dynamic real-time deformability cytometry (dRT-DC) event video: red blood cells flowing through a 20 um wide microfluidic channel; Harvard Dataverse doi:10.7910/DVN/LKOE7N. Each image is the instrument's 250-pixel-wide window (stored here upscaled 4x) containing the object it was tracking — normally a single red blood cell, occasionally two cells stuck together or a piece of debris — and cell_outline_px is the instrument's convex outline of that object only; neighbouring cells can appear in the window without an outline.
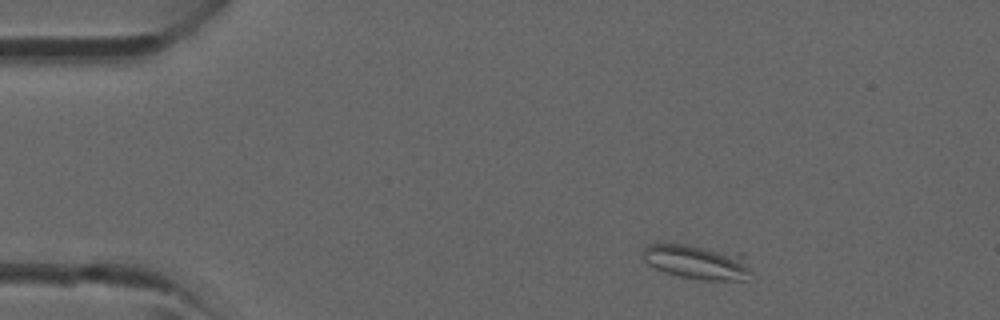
{"species": "common noctule bat (a hibernating species)", "species_latin": "Nyctalus noctula", "temperature_condition": "room temperature", "stored_images_in_passage": 3, "camera_frame_rate_fps": 3000, "um_per_image_px": 0.085, "animal": {"sex": "male", "forearm_length_mm": 52.5}, "frame": {"image": 1, "passage_image": 1, "time_ms": 0.0, "image_size_px": [1000, 320], "cell_outline_px": [[752, 272], [744, 280], [704, 280], [680, 276], [664, 272], [648, 264], [644, 260], [644, 248], [648, 244], [684, 244], [744, 252]], "centroid_in_image_um": [59.34, 22.25], "position_along_channel_um": 25.7, "area_um2": 22.08}}
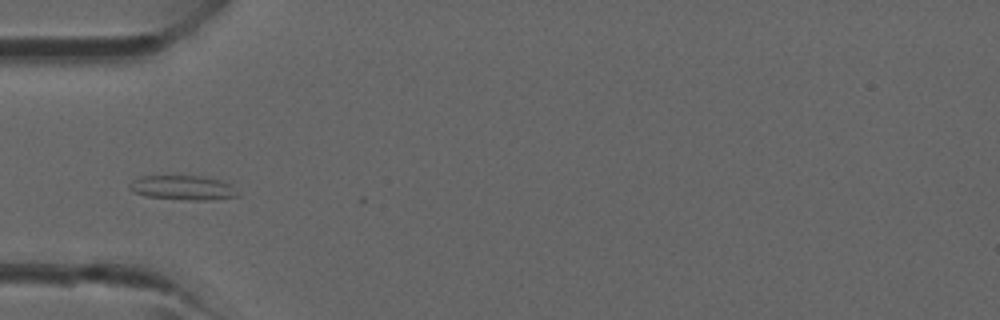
{"frame": {"image": 2, "passage_image": 3, "time_ms": 2.333, "image_size_px": [1000, 320], "cell_outline_px": [[240, 196], [208, 200], [188, 200], [144, 196], [128, 188], [128, 184], [140, 176], [200, 176], [220, 180], [228, 184]], "centroid_in_image_um": [15.5, 15.96], "position_along_channel_um": 69.5, "area_um2": 15.2}}